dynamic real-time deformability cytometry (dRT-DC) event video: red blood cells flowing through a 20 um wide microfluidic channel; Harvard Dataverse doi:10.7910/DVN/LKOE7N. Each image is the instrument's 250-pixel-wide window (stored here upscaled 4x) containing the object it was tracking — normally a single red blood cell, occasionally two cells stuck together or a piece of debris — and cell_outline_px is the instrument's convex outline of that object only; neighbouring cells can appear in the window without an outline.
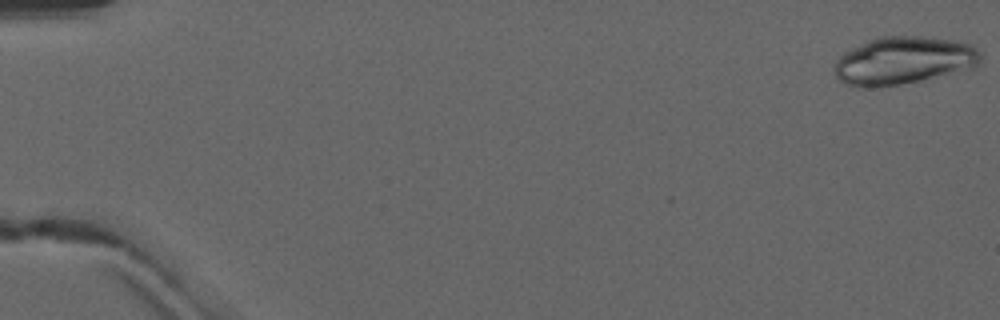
{"species": "common noctule bat (a hibernating species)", "species_latin": "Nyctalus noctula", "temperature_condition": "warm", "stored_images_in_passage": 50, "camera_frame_rate_fps": 3000, "um_per_image_px": 0.085, "animal": {"sex": "male", "forearm_length_mm": 52.5}, "frame": {"image": 1, "passage_image": 1, "time_ms": 0.0, "image_size_px": [1000, 320], "cell_outline_px": [[980, 60], [972, 68], [920, 80], [900, 84], [848, 84], [840, 80], [836, 76], [836, 60], [844, 52], [868, 40], [880, 36], [924, 36], [956, 40], [972, 44], [980, 52]], "centroid_in_image_um": [76.86, 5.08], "position_along_channel_um": 8.1, "area_um2": 39.54}}